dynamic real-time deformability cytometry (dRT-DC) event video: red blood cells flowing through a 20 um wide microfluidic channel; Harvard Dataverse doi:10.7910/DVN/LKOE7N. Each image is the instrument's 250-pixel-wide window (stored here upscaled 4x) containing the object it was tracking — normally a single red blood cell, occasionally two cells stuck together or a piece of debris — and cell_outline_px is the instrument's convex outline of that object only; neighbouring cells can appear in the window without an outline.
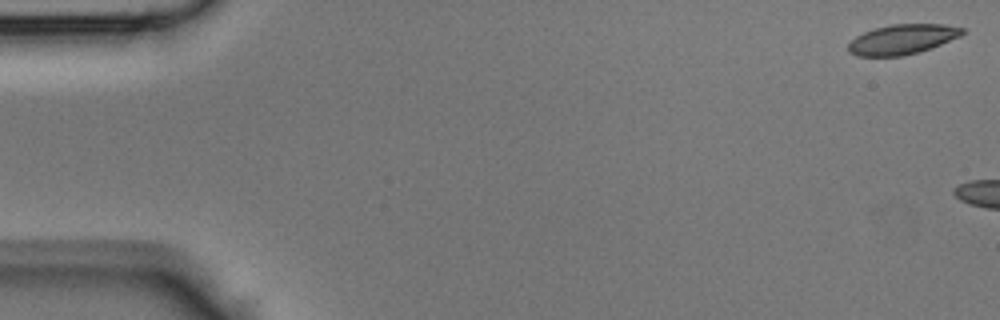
{"species": "Egyptian fruit bat (a non-hibernating species)", "species_latin": "Rousettus aegyptiacus", "temperature_condition": "room temperature", "stored_images_in_passage": 5, "camera_frame_rate_fps": 3000, "um_per_image_px": 0.085, "animal": {"sex": "male"}, "frame": {"image": 1, "passage_image": 1, "time_ms": 0.0, "image_size_px": [1000, 320], "cell_outline_px": [[964, 32], [960, 36], [932, 48], [920, 52], [900, 56], [856, 56], [848, 52], [848, 44], [856, 36], [872, 28], [892, 24], [944, 24], [964, 28]], "centroid_in_image_um": [76.68, 3.34], "position_along_channel_um": 8.3, "area_um2": 20.0}}